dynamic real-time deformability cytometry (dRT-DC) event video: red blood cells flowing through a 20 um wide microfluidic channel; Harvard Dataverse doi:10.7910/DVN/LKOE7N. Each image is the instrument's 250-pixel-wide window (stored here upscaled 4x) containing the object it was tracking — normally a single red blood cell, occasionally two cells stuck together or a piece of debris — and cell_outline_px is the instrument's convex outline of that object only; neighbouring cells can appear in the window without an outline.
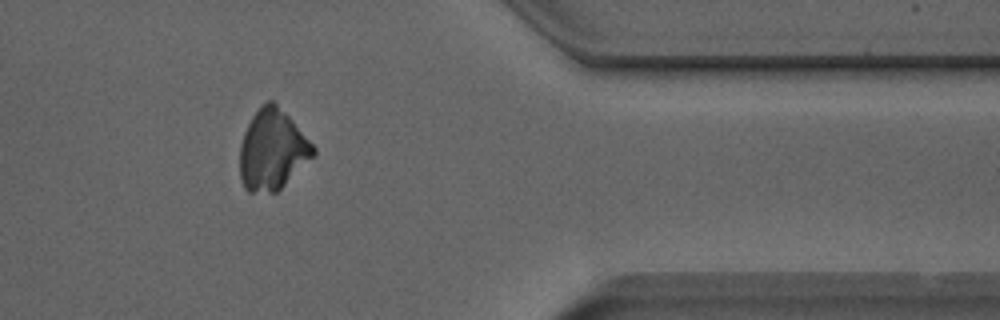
{"species": "Egyptian fruit bat (a non-hibernating species)", "species_latin": "Rousettus aegyptiacus", "temperature_condition": "room temperature", "stored_images_in_passage": 43, "camera_frame_rate_fps": 3000, "um_per_image_px": 0.085, "animal": {"sex": "male"}, "frame": {"image": 1, "passage_image": 38, "time_ms": 12.333, "image_size_px": [1000, 320], "cell_outline_px": [[316, 152], [276, 192], [248, 192], [244, 188], [240, 180], [240, 144], [244, 132], [252, 116], [268, 100], [272, 100], [292, 120], [316, 148]], "centroid_in_image_um": [23.11, 12.75], "position_along_channel_um": 388.3, "area_um2": 33.7}}